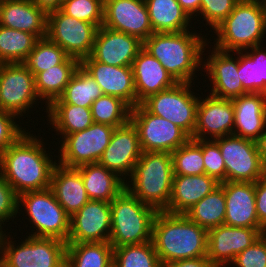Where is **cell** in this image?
Segmentation results:
<instances>
[{
  "instance_id": "obj_1",
  "label": "cell",
  "mask_w": 266,
  "mask_h": 267,
  "mask_svg": "<svg viewBox=\"0 0 266 267\" xmlns=\"http://www.w3.org/2000/svg\"><path fill=\"white\" fill-rule=\"evenodd\" d=\"M31 132H25L0 155V174L18 195L49 188L57 164L46 151L44 139Z\"/></svg>"
},
{
  "instance_id": "obj_2",
  "label": "cell",
  "mask_w": 266,
  "mask_h": 267,
  "mask_svg": "<svg viewBox=\"0 0 266 267\" xmlns=\"http://www.w3.org/2000/svg\"><path fill=\"white\" fill-rule=\"evenodd\" d=\"M191 30L153 33L143 41V49L155 57L177 83H192L203 65L202 55L209 47L206 35L201 37V33Z\"/></svg>"
},
{
  "instance_id": "obj_3",
  "label": "cell",
  "mask_w": 266,
  "mask_h": 267,
  "mask_svg": "<svg viewBox=\"0 0 266 267\" xmlns=\"http://www.w3.org/2000/svg\"><path fill=\"white\" fill-rule=\"evenodd\" d=\"M208 230L185 214L158 211L152 224V242L160 263L207 256Z\"/></svg>"
},
{
  "instance_id": "obj_4",
  "label": "cell",
  "mask_w": 266,
  "mask_h": 267,
  "mask_svg": "<svg viewBox=\"0 0 266 267\" xmlns=\"http://www.w3.org/2000/svg\"><path fill=\"white\" fill-rule=\"evenodd\" d=\"M173 176L171 153L142 152L125 188L141 202L164 211L171 198Z\"/></svg>"
},
{
  "instance_id": "obj_5",
  "label": "cell",
  "mask_w": 266,
  "mask_h": 267,
  "mask_svg": "<svg viewBox=\"0 0 266 267\" xmlns=\"http://www.w3.org/2000/svg\"><path fill=\"white\" fill-rule=\"evenodd\" d=\"M111 234L109 243L115 247L152 241L154 207L141 202L124 188L111 202Z\"/></svg>"
},
{
  "instance_id": "obj_6",
  "label": "cell",
  "mask_w": 266,
  "mask_h": 267,
  "mask_svg": "<svg viewBox=\"0 0 266 267\" xmlns=\"http://www.w3.org/2000/svg\"><path fill=\"white\" fill-rule=\"evenodd\" d=\"M213 32V47L221 51L234 53L262 44L266 29L260 1H239Z\"/></svg>"
},
{
  "instance_id": "obj_7",
  "label": "cell",
  "mask_w": 266,
  "mask_h": 267,
  "mask_svg": "<svg viewBox=\"0 0 266 267\" xmlns=\"http://www.w3.org/2000/svg\"><path fill=\"white\" fill-rule=\"evenodd\" d=\"M5 232H0L2 267H65L66 242L26 235V239H21L18 245L14 243L16 240L13 241L11 234L6 235Z\"/></svg>"
},
{
  "instance_id": "obj_8",
  "label": "cell",
  "mask_w": 266,
  "mask_h": 267,
  "mask_svg": "<svg viewBox=\"0 0 266 267\" xmlns=\"http://www.w3.org/2000/svg\"><path fill=\"white\" fill-rule=\"evenodd\" d=\"M25 207L26 215L35 230L29 236L56 238L67 242L70 233V216L56 200L49 187L26 191L18 195V207ZM35 231V232H34Z\"/></svg>"
},
{
  "instance_id": "obj_9",
  "label": "cell",
  "mask_w": 266,
  "mask_h": 267,
  "mask_svg": "<svg viewBox=\"0 0 266 267\" xmlns=\"http://www.w3.org/2000/svg\"><path fill=\"white\" fill-rule=\"evenodd\" d=\"M191 83H176L173 87L153 94L141 104L152 114L171 121L191 139L196 127L199 98Z\"/></svg>"
},
{
  "instance_id": "obj_10",
  "label": "cell",
  "mask_w": 266,
  "mask_h": 267,
  "mask_svg": "<svg viewBox=\"0 0 266 267\" xmlns=\"http://www.w3.org/2000/svg\"><path fill=\"white\" fill-rule=\"evenodd\" d=\"M130 121L138 131L142 152L172 153L190 139L174 123L150 113L142 104L131 108Z\"/></svg>"
},
{
  "instance_id": "obj_11",
  "label": "cell",
  "mask_w": 266,
  "mask_h": 267,
  "mask_svg": "<svg viewBox=\"0 0 266 267\" xmlns=\"http://www.w3.org/2000/svg\"><path fill=\"white\" fill-rule=\"evenodd\" d=\"M97 30L96 25L77 20L61 9L47 14V37L80 62L91 55Z\"/></svg>"
},
{
  "instance_id": "obj_12",
  "label": "cell",
  "mask_w": 266,
  "mask_h": 267,
  "mask_svg": "<svg viewBox=\"0 0 266 267\" xmlns=\"http://www.w3.org/2000/svg\"><path fill=\"white\" fill-rule=\"evenodd\" d=\"M115 127L93 123L83 131L66 135L60 140L59 164L66 167H78L83 164L98 163L109 145Z\"/></svg>"
},
{
  "instance_id": "obj_13",
  "label": "cell",
  "mask_w": 266,
  "mask_h": 267,
  "mask_svg": "<svg viewBox=\"0 0 266 267\" xmlns=\"http://www.w3.org/2000/svg\"><path fill=\"white\" fill-rule=\"evenodd\" d=\"M219 145L226 168V181L255 183L266 174V167L255 141L235 135L214 139Z\"/></svg>"
},
{
  "instance_id": "obj_14",
  "label": "cell",
  "mask_w": 266,
  "mask_h": 267,
  "mask_svg": "<svg viewBox=\"0 0 266 267\" xmlns=\"http://www.w3.org/2000/svg\"><path fill=\"white\" fill-rule=\"evenodd\" d=\"M38 98L35 76L22 63L0 64V110L19 119L34 108Z\"/></svg>"
},
{
  "instance_id": "obj_15",
  "label": "cell",
  "mask_w": 266,
  "mask_h": 267,
  "mask_svg": "<svg viewBox=\"0 0 266 267\" xmlns=\"http://www.w3.org/2000/svg\"><path fill=\"white\" fill-rule=\"evenodd\" d=\"M264 228L235 227L222 224L208 230L207 257L216 267H229L236 255L250 247Z\"/></svg>"
},
{
  "instance_id": "obj_16",
  "label": "cell",
  "mask_w": 266,
  "mask_h": 267,
  "mask_svg": "<svg viewBox=\"0 0 266 267\" xmlns=\"http://www.w3.org/2000/svg\"><path fill=\"white\" fill-rule=\"evenodd\" d=\"M110 234V203L89 200L70 217V233L66 243L109 242Z\"/></svg>"
},
{
  "instance_id": "obj_17",
  "label": "cell",
  "mask_w": 266,
  "mask_h": 267,
  "mask_svg": "<svg viewBox=\"0 0 266 267\" xmlns=\"http://www.w3.org/2000/svg\"><path fill=\"white\" fill-rule=\"evenodd\" d=\"M102 26L136 36L141 41L154 33L145 0H107Z\"/></svg>"
},
{
  "instance_id": "obj_18",
  "label": "cell",
  "mask_w": 266,
  "mask_h": 267,
  "mask_svg": "<svg viewBox=\"0 0 266 267\" xmlns=\"http://www.w3.org/2000/svg\"><path fill=\"white\" fill-rule=\"evenodd\" d=\"M141 154L138 131L129 121L114 129L109 145L98 163L126 181V177L131 176Z\"/></svg>"
},
{
  "instance_id": "obj_19",
  "label": "cell",
  "mask_w": 266,
  "mask_h": 267,
  "mask_svg": "<svg viewBox=\"0 0 266 267\" xmlns=\"http://www.w3.org/2000/svg\"><path fill=\"white\" fill-rule=\"evenodd\" d=\"M211 55L204 59L202 71L208 76L212 85L210 95L221 99H233L241 95L247 94L243 89L238 74V51L234 54L221 51L212 45ZM207 60V61H206ZM212 82V83H211Z\"/></svg>"
},
{
  "instance_id": "obj_20",
  "label": "cell",
  "mask_w": 266,
  "mask_h": 267,
  "mask_svg": "<svg viewBox=\"0 0 266 267\" xmlns=\"http://www.w3.org/2000/svg\"><path fill=\"white\" fill-rule=\"evenodd\" d=\"M205 97L199 98L193 139L214 140L233 135L235 115L231 99H221L210 94Z\"/></svg>"
},
{
  "instance_id": "obj_21",
  "label": "cell",
  "mask_w": 266,
  "mask_h": 267,
  "mask_svg": "<svg viewBox=\"0 0 266 267\" xmlns=\"http://www.w3.org/2000/svg\"><path fill=\"white\" fill-rule=\"evenodd\" d=\"M80 66L100 86L103 95L118 97L131 108L137 106L132 66H110L91 56L84 58Z\"/></svg>"
},
{
  "instance_id": "obj_22",
  "label": "cell",
  "mask_w": 266,
  "mask_h": 267,
  "mask_svg": "<svg viewBox=\"0 0 266 267\" xmlns=\"http://www.w3.org/2000/svg\"><path fill=\"white\" fill-rule=\"evenodd\" d=\"M142 48L143 41L138 37L101 26L90 56L110 66H132Z\"/></svg>"
},
{
  "instance_id": "obj_23",
  "label": "cell",
  "mask_w": 266,
  "mask_h": 267,
  "mask_svg": "<svg viewBox=\"0 0 266 267\" xmlns=\"http://www.w3.org/2000/svg\"><path fill=\"white\" fill-rule=\"evenodd\" d=\"M219 185L226 202L225 225L263 228L256 213L255 183L223 181Z\"/></svg>"
},
{
  "instance_id": "obj_24",
  "label": "cell",
  "mask_w": 266,
  "mask_h": 267,
  "mask_svg": "<svg viewBox=\"0 0 266 267\" xmlns=\"http://www.w3.org/2000/svg\"><path fill=\"white\" fill-rule=\"evenodd\" d=\"M231 101L235 115L233 135L256 142L266 128V94L247 93Z\"/></svg>"
},
{
  "instance_id": "obj_25",
  "label": "cell",
  "mask_w": 266,
  "mask_h": 267,
  "mask_svg": "<svg viewBox=\"0 0 266 267\" xmlns=\"http://www.w3.org/2000/svg\"><path fill=\"white\" fill-rule=\"evenodd\" d=\"M137 105L160 91L173 87L177 82L169 75L162 64L143 48L132 64Z\"/></svg>"
},
{
  "instance_id": "obj_26",
  "label": "cell",
  "mask_w": 266,
  "mask_h": 267,
  "mask_svg": "<svg viewBox=\"0 0 266 267\" xmlns=\"http://www.w3.org/2000/svg\"><path fill=\"white\" fill-rule=\"evenodd\" d=\"M0 25L29 32L38 39L47 36V14L31 0H0Z\"/></svg>"
},
{
  "instance_id": "obj_27",
  "label": "cell",
  "mask_w": 266,
  "mask_h": 267,
  "mask_svg": "<svg viewBox=\"0 0 266 267\" xmlns=\"http://www.w3.org/2000/svg\"><path fill=\"white\" fill-rule=\"evenodd\" d=\"M214 177L202 175H174L171 198L164 210L173 214H184L193 205L219 186Z\"/></svg>"
},
{
  "instance_id": "obj_28",
  "label": "cell",
  "mask_w": 266,
  "mask_h": 267,
  "mask_svg": "<svg viewBox=\"0 0 266 267\" xmlns=\"http://www.w3.org/2000/svg\"><path fill=\"white\" fill-rule=\"evenodd\" d=\"M50 188L70 217L90 200L76 167H66L57 162L52 172Z\"/></svg>"
},
{
  "instance_id": "obj_29",
  "label": "cell",
  "mask_w": 266,
  "mask_h": 267,
  "mask_svg": "<svg viewBox=\"0 0 266 267\" xmlns=\"http://www.w3.org/2000/svg\"><path fill=\"white\" fill-rule=\"evenodd\" d=\"M76 168L90 200L110 203L125 188L122 178L99 163L83 164Z\"/></svg>"
},
{
  "instance_id": "obj_30",
  "label": "cell",
  "mask_w": 266,
  "mask_h": 267,
  "mask_svg": "<svg viewBox=\"0 0 266 267\" xmlns=\"http://www.w3.org/2000/svg\"><path fill=\"white\" fill-rule=\"evenodd\" d=\"M80 66V61L67 57L61 64L42 71L35 76V89L40 99L47 107L64 92L72 76Z\"/></svg>"
},
{
  "instance_id": "obj_31",
  "label": "cell",
  "mask_w": 266,
  "mask_h": 267,
  "mask_svg": "<svg viewBox=\"0 0 266 267\" xmlns=\"http://www.w3.org/2000/svg\"><path fill=\"white\" fill-rule=\"evenodd\" d=\"M145 3L154 33L181 32L192 28L191 17L177 0H145Z\"/></svg>"
},
{
  "instance_id": "obj_32",
  "label": "cell",
  "mask_w": 266,
  "mask_h": 267,
  "mask_svg": "<svg viewBox=\"0 0 266 267\" xmlns=\"http://www.w3.org/2000/svg\"><path fill=\"white\" fill-rule=\"evenodd\" d=\"M238 55V74L243 89L247 93L266 94V49L260 44L248 51H238Z\"/></svg>"
},
{
  "instance_id": "obj_33",
  "label": "cell",
  "mask_w": 266,
  "mask_h": 267,
  "mask_svg": "<svg viewBox=\"0 0 266 267\" xmlns=\"http://www.w3.org/2000/svg\"><path fill=\"white\" fill-rule=\"evenodd\" d=\"M46 113L48 124H52L51 128L56 129V135L60 134L61 139L68 134L83 131L94 123L90 108L73 104H50Z\"/></svg>"
},
{
  "instance_id": "obj_34",
  "label": "cell",
  "mask_w": 266,
  "mask_h": 267,
  "mask_svg": "<svg viewBox=\"0 0 266 267\" xmlns=\"http://www.w3.org/2000/svg\"><path fill=\"white\" fill-rule=\"evenodd\" d=\"M113 256L109 242L67 243L65 267H112Z\"/></svg>"
},
{
  "instance_id": "obj_35",
  "label": "cell",
  "mask_w": 266,
  "mask_h": 267,
  "mask_svg": "<svg viewBox=\"0 0 266 267\" xmlns=\"http://www.w3.org/2000/svg\"><path fill=\"white\" fill-rule=\"evenodd\" d=\"M184 214L207 230L224 224L226 202L223 188L219 185Z\"/></svg>"
},
{
  "instance_id": "obj_36",
  "label": "cell",
  "mask_w": 266,
  "mask_h": 267,
  "mask_svg": "<svg viewBox=\"0 0 266 267\" xmlns=\"http://www.w3.org/2000/svg\"><path fill=\"white\" fill-rule=\"evenodd\" d=\"M102 95L100 86L79 66L65 87L63 94L51 104H73L90 108L92 103Z\"/></svg>"
},
{
  "instance_id": "obj_37",
  "label": "cell",
  "mask_w": 266,
  "mask_h": 267,
  "mask_svg": "<svg viewBox=\"0 0 266 267\" xmlns=\"http://www.w3.org/2000/svg\"><path fill=\"white\" fill-rule=\"evenodd\" d=\"M37 40L34 34L0 25V64L22 63Z\"/></svg>"
},
{
  "instance_id": "obj_38",
  "label": "cell",
  "mask_w": 266,
  "mask_h": 267,
  "mask_svg": "<svg viewBox=\"0 0 266 267\" xmlns=\"http://www.w3.org/2000/svg\"><path fill=\"white\" fill-rule=\"evenodd\" d=\"M68 55L47 36L39 38L22 64L34 75L61 64Z\"/></svg>"
},
{
  "instance_id": "obj_39",
  "label": "cell",
  "mask_w": 266,
  "mask_h": 267,
  "mask_svg": "<svg viewBox=\"0 0 266 267\" xmlns=\"http://www.w3.org/2000/svg\"><path fill=\"white\" fill-rule=\"evenodd\" d=\"M93 122L121 127L130 121L131 107L122 99L102 95L90 107Z\"/></svg>"
},
{
  "instance_id": "obj_40",
  "label": "cell",
  "mask_w": 266,
  "mask_h": 267,
  "mask_svg": "<svg viewBox=\"0 0 266 267\" xmlns=\"http://www.w3.org/2000/svg\"><path fill=\"white\" fill-rule=\"evenodd\" d=\"M152 241L114 248V267H160Z\"/></svg>"
},
{
  "instance_id": "obj_41",
  "label": "cell",
  "mask_w": 266,
  "mask_h": 267,
  "mask_svg": "<svg viewBox=\"0 0 266 267\" xmlns=\"http://www.w3.org/2000/svg\"><path fill=\"white\" fill-rule=\"evenodd\" d=\"M171 156L174 175L205 174L202 148L193 139L173 151Z\"/></svg>"
},
{
  "instance_id": "obj_42",
  "label": "cell",
  "mask_w": 266,
  "mask_h": 267,
  "mask_svg": "<svg viewBox=\"0 0 266 267\" xmlns=\"http://www.w3.org/2000/svg\"><path fill=\"white\" fill-rule=\"evenodd\" d=\"M65 14L96 25L104 21V3L101 0H63L60 8Z\"/></svg>"
},
{
  "instance_id": "obj_43",
  "label": "cell",
  "mask_w": 266,
  "mask_h": 267,
  "mask_svg": "<svg viewBox=\"0 0 266 267\" xmlns=\"http://www.w3.org/2000/svg\"><path fill=\"white\" fill-rule=\"evenodd\" d=\"M193 140L202 148L205 174L214 177L220 183L226 181V168L219 145L214 140Z\"/></svg>"
},
{
  "instance_id": "obj_44",
  "label": "cell",
  "mask_w": 266,
  "mask_h": 267,
  "mask_svg": "<svg viewBox=\"0 0 266 267\" xmlns=\"http://www.w3.org/2000/svg\"><path fill=\"white\" fill-rule=\"evenodd\" d=\"M240 0H201L198 16L210 25L212 30L220 24L233 11ZM200 14V15H199Z\"/></svg>"
},
{
  "instance_id": "obj_45",
  "label": "cell",
  "mask_w": 266,
  "mask_h": 267,
  "mask_svg": "<svg viewBox=\"0 0 266 267\" xmlns=\"http://www.w3.org/2000/svg\"><path fill=\"white\" fill-rule=\"evenodd\" d=\"M231 264L233 267H266V233L237 254Z\"/></svg>"
},
{
  "instance_id": "obj_46",
  "label": "cell",
  "mask_w": 266,
  "mask_h": 267,
  "mask_svg": "<svg viewBox=\"0 0 266 267\" xmlns=\"http://www.w3.org/2000/svg\"><path fill=\"white\" fill-rule=\"evenodd\" d=\"M19 209L18 194L0 174V232L3 231L5 223L10 219L14 221V218L18 217L17 214H21Z\"/></svg>"
},
{
  "instance_id": "obj_47",
  "label": "cell",
  "mask_w": 266,
  "mask_h": 267,
  "mask_svg": "<svg viewBox=\"0 0 266 267\" xmlns=\"http://www.w3.org/2000/svg\"><path fill=\"white\" fill-rule=\"evenodd\" d=\"M17 116L0 110V155L15 143L26 131L16 122ZM15 120V121H14Z\"/></svg>"
},
{
  "instance_id": "obj_48",
  "label": "cell",
  "mask_w": 266,
  "mask_h": 267,
  "mask_svg": "<svg viewBox=\"0 0 266 267\" xmlns=\"http://www.w3.org/2000/svg\"><path fill=\"white\" fill-rule=\"evenodd\" d=\"M255 198L258 221L266 230V174L255 182Z\"/></svg>"
},
{
  "instance_id": "obj_49",
  "label": "cell",
  "mask_w": 266,
  "mask_h": 267,
  "mask_svg": "<svg viewBox=\"0 0 266 267\" xmlns=\"http://www.w3.org/2000/svg\"><path fill=\"white\" fill-rule=\"evenodd\" d=\"M160 267H216L207 256L161 263Z\"/></svg>"
},
{
  "instance_id": "obj_50",
  "label": "cell",
  "mask_w": 266,
  "mask_h": 267,
  "mask_svg": "<svg viewBox=\"0 0 266 267\" xmlns=\"http://www.w3.org/2000/svg\"><path fill=\"white\" fill-rule=\"evenodd\" d=\"M38 8L46 14L57 11L61 8L63 0H31Z\"/></svg>"
},
{
  "instance_id": "obj_51",
  "label": "cell",
  "mask_w": 266,
  "mask_h": 267,
  "mask_svg": "<svg viewBox=\"0 0 266 267\" xmlns=\"http://www.w3.org/2000/svg\"><path fill=\"white\" fill-rule=\"evenodd\" d=\"M180 6L193 19L200 11L201 0H177ZM194 16V17H193Z\"/></svg>"
},
{
  "instance_id": "obj_52",
  "label": "cell",
  "mask_w": 266,
  "mask_h": 267,
  "mask_svg": "<svg viewBox=\"0 0 266 267\" xmlns=\"http://www.w3.org/2000/svg\"><path fill=\"white\" fill-rule=\"evenodd\" d=\"M258 153L262 159L264 166L266 167V128L256 141Z\"/></svg>"
},
{
  "instance_id": "obj_53",
  "label": "cell",
  "mask_w": 266,
  "mask_h": 267,
  "mask_svg": "<svg viewBox=\"0 0 266 267\" xmlns=\"http://www.w3.org/2000/svg\"><path fill=\"white\" fill-rule=\"evenodd\" d=\"M260 4H261L262 10H263L264 25H265V29H266V0H261Z\"/></svg>"
},
{
  "instance_id": "obj_54",
  "label": "cell",
  "mask_w": 266,
  "mask_h": 267,
  "mask_svg": "<svg viewBox=\"0 0 266 267\" xmlns=\"http://www.w3.org/2000/svg\"><path fill=\"white\" fill-rule=\"evenodd\" d=\"M240 1H261V0H240Z\"/></svg>"
}]
</instances>
